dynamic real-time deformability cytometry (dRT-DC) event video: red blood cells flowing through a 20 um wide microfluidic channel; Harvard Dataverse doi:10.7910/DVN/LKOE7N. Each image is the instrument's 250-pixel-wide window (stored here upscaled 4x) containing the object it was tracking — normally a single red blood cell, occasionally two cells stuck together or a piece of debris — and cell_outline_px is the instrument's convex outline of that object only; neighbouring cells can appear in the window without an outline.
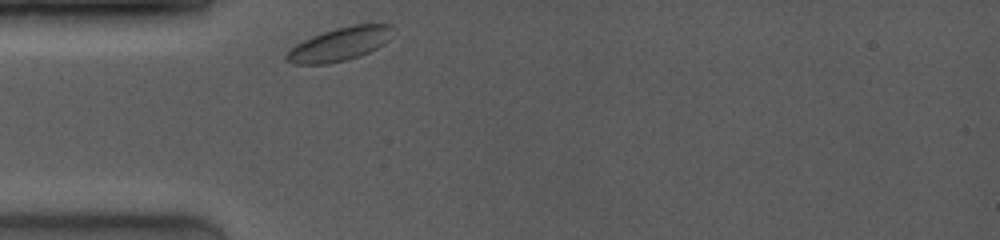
{"species": "common noctule bat (a hibernating species)", "species_latin": "Nyctalus noctula", "temperature_condition": "room temperature", "stored_images_in_passage": 6, "camera_frame_rate_fps": 4000, "um_per_image_px": 0.085, "animal": {"sex": "female", "body_mass_g": 19.0, "forearm_length_mm": 53.3}, "frame": {"image": 1, "passage_image": 1, "time_ms": 0.0, "image_size_px": [1000, 240], "cell_outline_px": [[396, 28], [392, 36], [384, 44], [360, 56], [328, 64], [296, 64], [284, 60], [284, 56], [296, 44], [312, 36], [336, 28], [356, 24], [392, 24]], "centroid_in_image_um": [28.92, 3.74], "position_along_channel_um": 56.1, "area_um2": 20.69}}